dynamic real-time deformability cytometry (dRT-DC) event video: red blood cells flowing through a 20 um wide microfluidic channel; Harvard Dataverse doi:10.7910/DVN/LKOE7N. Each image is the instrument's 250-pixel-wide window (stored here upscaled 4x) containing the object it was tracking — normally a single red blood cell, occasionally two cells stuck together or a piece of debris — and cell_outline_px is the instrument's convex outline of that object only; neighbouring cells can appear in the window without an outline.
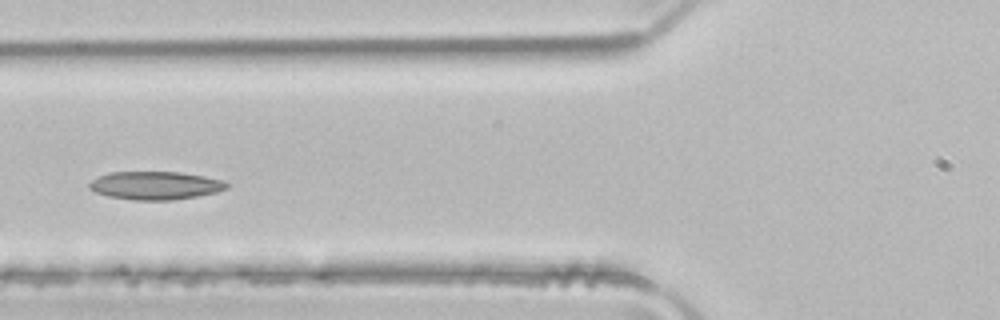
{"species": "common noctule bat (a hibernating species)", "species_latin": "Nyctalus noctula", "temperature_condition": "room temperature", "stored_images_in_passage": 5, "camera_frame_rate_fps": 3000, "um_per_image_px": 0.085, "animal": {"sex": "male", "body_mass_g": 21.5, "forearm_length_mm": 52.0}, "frame": {"image": 1, "passage_image": 5, "time_ms": 1.333, "image_size_px": [1000, 320], "cell_outline_px": [[228, 188], [216, 192], [196, 196], [172, 200], [136, 200], [108, 196], [96, 192], [88, 188], [88, 184], [92, 180], [100, 176], [112, 172], [180, 172], [204, 176], [224, 180], [228, 184]], "centroid_in_image_um": [13.22, 15.76], "position_along_channel_um": 112.6, "area_um2": 22.43}}